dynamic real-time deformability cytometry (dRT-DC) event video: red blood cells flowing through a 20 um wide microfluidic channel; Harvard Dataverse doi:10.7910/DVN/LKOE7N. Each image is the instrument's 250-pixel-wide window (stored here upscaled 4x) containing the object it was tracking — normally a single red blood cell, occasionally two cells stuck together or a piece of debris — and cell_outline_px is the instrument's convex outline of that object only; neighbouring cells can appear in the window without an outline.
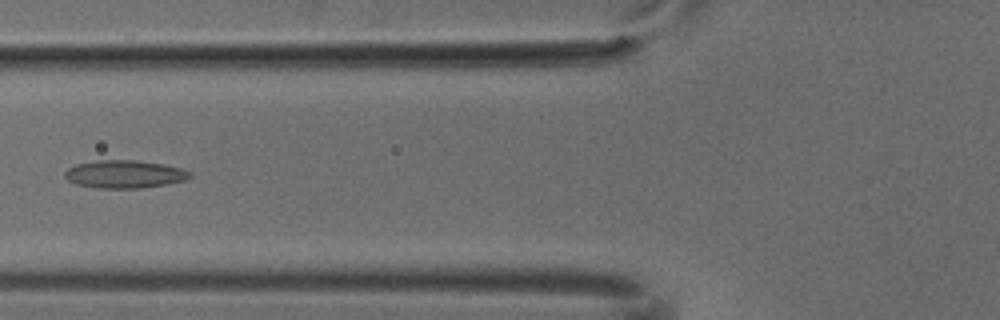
{"species": "common noctule bat (a hibernating species)", "species_latin": "Nyctalus noctula", "temperature_condition": "cold", "stored_images_in_passage": 5, "camera_frame_rate_fps": 3000, "um_per_image_px": 0.085, "animal": {"sex": "male", "body_mass_g": 18.8}, "frame": {"image": 1, "passage_image": 5, "time_ms": 1.333, "image_size_px": [1000, 320], "cell_outline_px": [[192, 176], [184, 180], [164, 184], [140, 188], [96, 188], [76, 184], [68, 180], [64, 176], [64, 172], [68, 168], [76, 164], [96, 160], [136, 160], [164, 164], [180, 168], [192, 172]], "centroid_in_image_um": [10.56, 14.8], "position_along_channel_um": 115.2, "area_um2": 20.29}}